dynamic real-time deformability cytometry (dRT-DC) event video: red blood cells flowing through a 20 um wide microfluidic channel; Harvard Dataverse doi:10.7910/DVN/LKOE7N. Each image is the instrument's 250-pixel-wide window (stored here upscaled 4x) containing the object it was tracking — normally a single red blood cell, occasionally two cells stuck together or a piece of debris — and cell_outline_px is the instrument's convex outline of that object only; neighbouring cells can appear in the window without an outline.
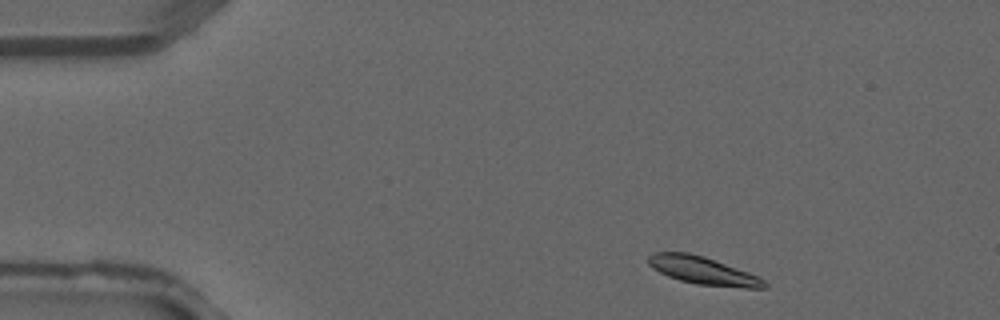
{"species": "common noctule bat (a hibernating species)", "species_latin": "Nyctalus noctula", "temperature_condition": "warm", "stored_images_in_passage": 3, "camera_frame_rate_fps": 3000, "um_per_image_px": 0.085, "animal": {"sex": "male", "forearm_length_mm": 52.5}, "frame": {"image": 1, "passage_image": 1, "time_ms": 0.0, "image_size_px": [1000, 320], "cell_outline_px": [[768, 284], [764, 288], [744, 288], [696, 284], [680, 280], [668, 276], [652, 268], [648, 264], [648, 256], [656, 252], [688, 252], [704, 256], [748, 272], [764, 280]], "centroid_in_image_um": [59.73, 23.0], "position_along_channel_um": 25.3, "area_um2": 18.61}}
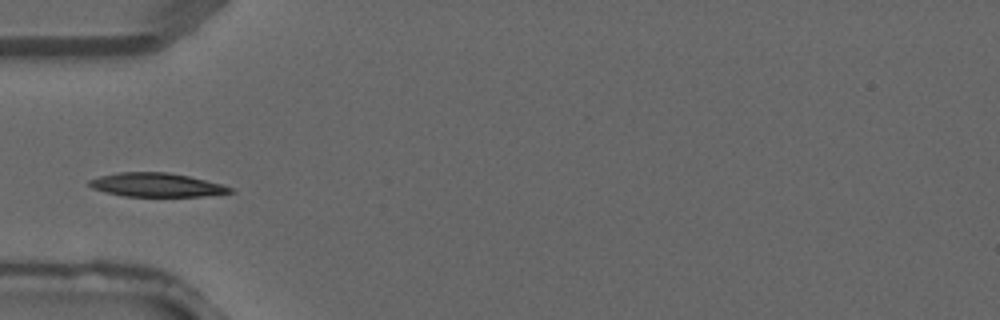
{"frame": {"image": 2, "passage_image": 3, "time_ms": 0.667, "image_size_px": [1000, 320], "cell_outline_px": [[232, 192], [200, 196], [124, 196], [92, 188], [88, 184], [88, 180], [100, 176], [116, 172], [168, 172], [188, 176], [220, 184], [232, 188]], "centroid_in_image_um": [13.24, 15.71], "position_along_channel_um": 71.8, "area_um2": 19.19}}